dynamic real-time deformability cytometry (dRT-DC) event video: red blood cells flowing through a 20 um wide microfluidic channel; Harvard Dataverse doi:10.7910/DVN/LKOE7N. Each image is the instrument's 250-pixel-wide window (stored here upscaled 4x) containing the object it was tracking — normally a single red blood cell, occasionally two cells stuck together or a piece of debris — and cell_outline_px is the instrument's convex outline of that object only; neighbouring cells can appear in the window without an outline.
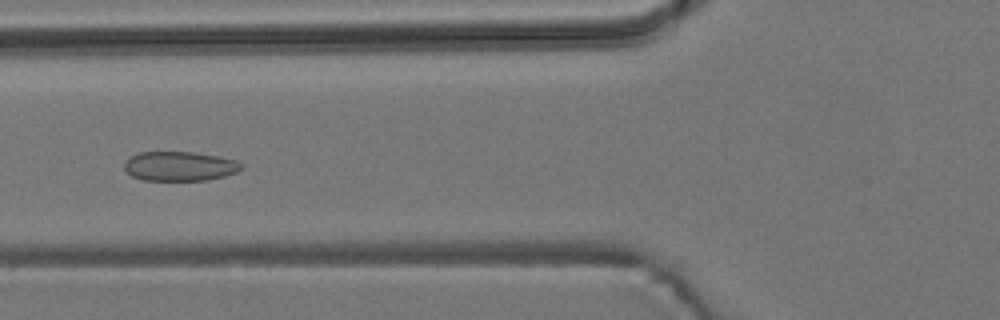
{"species": "common noctule bat (a hibernating species)", "species_latin": "Nyctalus noctula", "temperature_condition": "room temperature", "stored_images_in_passage": 8, "camera_frame_rate_fps": 3000, "um_per_image_px": 0.085, "animal": {"sex": "male", "body_mass_g": 19.2, "forearm_length_mm": 51.8}, "frame": {"image": 1, "passage_image": 7, "time_ms": 2.0, "image_size_px": [1000, 320], "cell_outline_px": [[244, 168], [236, 172], [224, 176], [208, 180], [144, 180], [132, 176], [124, 168], [124, 164], [132, 156], [140, 152], [192, 152], [220, 156], [236, 160], [244, 164]], "centroid_in_image_um": [15.33, 14.12], "position_along_channel_um": 110.5, "area_um2": 20.06}}
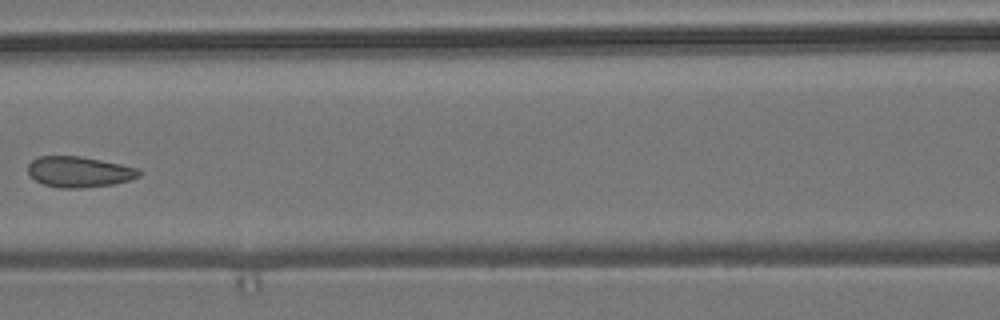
{"frame": {"image": 2, "passage_image": 8, "time_ms": 2.333, "image_size_px": [1000, 320], "cell_outline_px": [[140, 176], [128, 180], [112, 184], [80, 188], [60, 188], [44, 184], [28, 176], [28, 164], [32, 160], [40, 156], [80, 156], [140, 168]], "centroid_in_image_um": [6.7, 14.6], "position_along_channel_um": 159.9, "area_um2": 19.83}}